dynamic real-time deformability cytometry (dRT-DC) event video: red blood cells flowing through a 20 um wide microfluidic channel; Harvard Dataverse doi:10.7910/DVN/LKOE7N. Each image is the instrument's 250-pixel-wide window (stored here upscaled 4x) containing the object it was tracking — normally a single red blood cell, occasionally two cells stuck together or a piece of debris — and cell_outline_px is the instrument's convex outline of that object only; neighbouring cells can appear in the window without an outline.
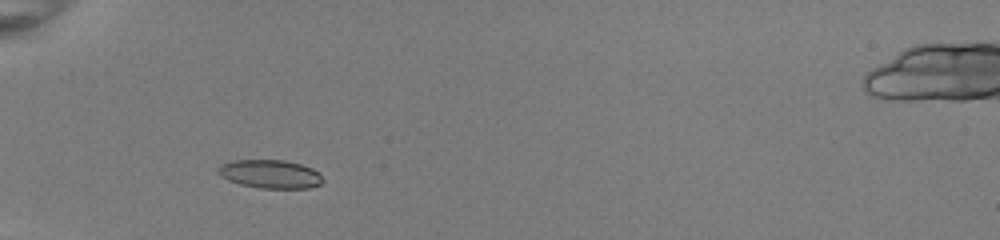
{"species": "common noctule bat (a hibernating species)", "species_latin": "Nyctalus noctula", "temperature_condition": "room temperature", "stored_images_in_passage": 41, "camera_frame_rate_fps": 3000, "um_per_image_px": 0.085, "animal": {"sex": "female", "body_mass_g": 22.0, "forearm_length_mm": 56.7}, "frame": {"image": 1, "passage_image": 7, "time_ms": 2.0, "image_size_px": [1000, 240], "cell_outline_px": [[324, 180], [320, 184], [308, 188], [260, 188], [240, 184], [228, 180], [220, 176], [216, 172], [216, 168], [232, 160], [284, 160], [300, 164], [312, 168]], "centroid_in_image_um": [22.93, 14.79], "position_along_channel_um": 62.1, "area_um2": 17.28}}
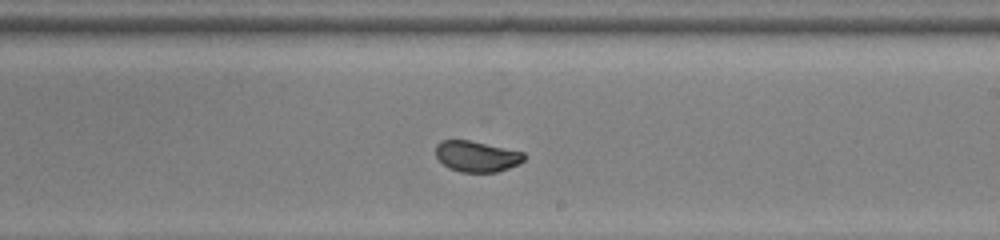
{"frame": {"image": 2, "passage_image": 22, "time_ms": 7.0, "image_size_px": [1000, 240], "cell_outline_px": [[524, 160], [520, 164], [496, 172], [460, 172], [448, 168], [436, 156], [436, 144], [440, 140], [468, 140], [524, 152]], "centroid_in_image_um": [40.51, 13.29], "position_along_channel_um": 248.5, "area_um2": 15.84}}
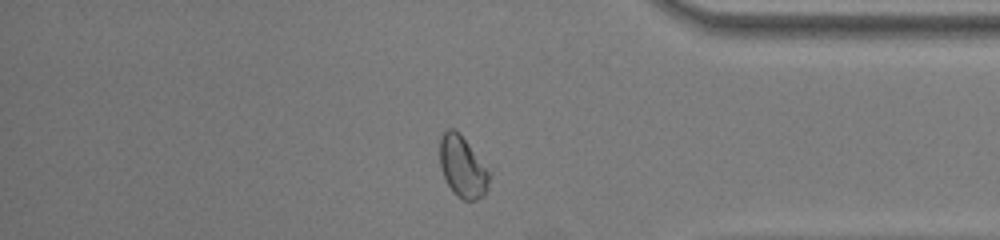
{"frame": {"image": 3, "passage_image": 34, "time_ms": 11.0, "image_size_px": [1000, 240], "cell_outline_px": [[492, 176], [488, 188], [476, 200], [464, 200], [456, 196], [452, 192], [444, 176], [440, 164], [440, 136], [448, 128], [452, 128], [460, 132]], "centroid_in_image_um": [39.31, 14.17], "position_along_channel_um": 395.9, "area_um2": 17.57}, "authors_computed_cell_mechanics": {"area_um2": 16.8776, "velocity_mm_per_s": 3.9537, "shape_relaxation_time_tau1_ms": 5.1753, "shape_relaxation_time_tau2_ms": 1.2409, "deformation_change_tau1": 0.1497, "deformation_change_tau2": 0.0538}}